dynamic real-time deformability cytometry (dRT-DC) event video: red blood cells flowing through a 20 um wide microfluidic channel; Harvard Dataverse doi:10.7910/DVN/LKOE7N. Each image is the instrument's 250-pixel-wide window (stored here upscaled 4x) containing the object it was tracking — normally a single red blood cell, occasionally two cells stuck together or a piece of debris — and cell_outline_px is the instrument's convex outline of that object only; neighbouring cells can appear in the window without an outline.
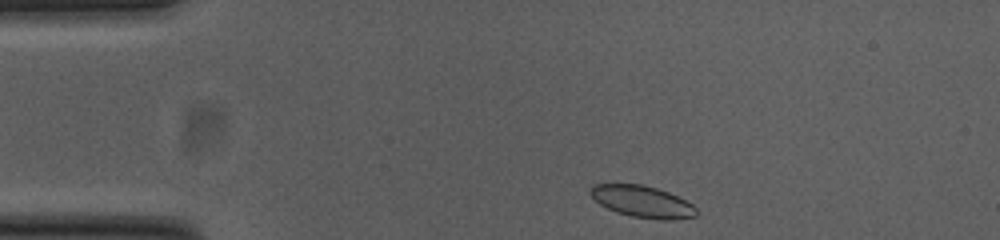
{"species": "common noctule bat (a hibernating species)", "species_latin": "Nyctalus noctula", "temperature_condition": "cold", "stored_images_in_passage": 45, "camera_frame_rate_fps": 3000, "um_per_image_px": 0.085, "animal": {"sex": "female", "body_mass_g": 23.0, "forearm_length_mm": 53.4}, "frame": {"image": 1, "passage_image": 1, "time_ms": 0.0, "image_size_px": [1000, 240], "cell_outline_px": [[696, 216], [672, 220], [660, 220], [632, 216], [616, 212], [600, 204], [588, 192], [592, 184], [640, 184], [656, 188], [668, 192], [692, 204], [696, 208]], "centroid_in_image_um": [54.58, 17.13], "position_along_channel_um": 30.4, "area_um2": 19.42}}
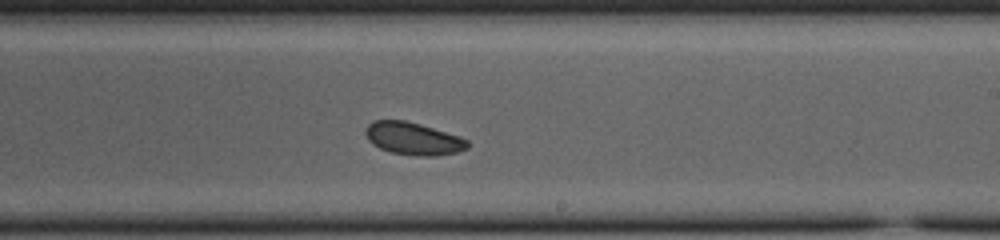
{"frame": {"image": 2, "passage_image": 23, "time_ms": 7.333, "image_size_px": [1000, 240], "cell_outline_px": [[468, 148], [456, 152], [436, 156], [416, 156], [392, 152], [380, 148], [372, 144], [368, 140], [364, 132], [368, 124], [372, 120], [404, 120], [420, 124], [460, 136], [468, 140]], "centroid_in_image_um": [35.11, 11.78], "position_along_channel_um": 253.9, "area_um2": 19.36}}
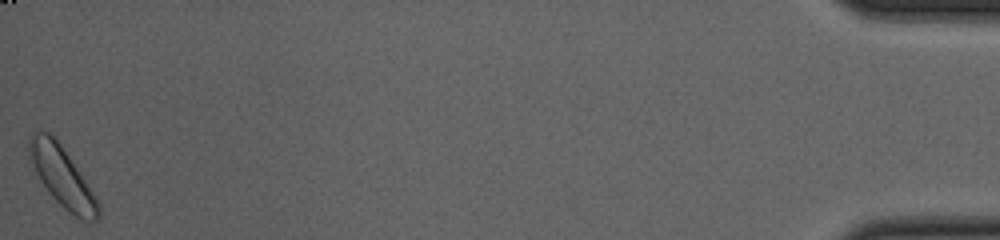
{"frame": {"image": 3, "passage_image": 45, "time_ms": 14.667, "image_size_px": [1000, 240], "cell_outline_px": [[100, 216], [96, 220], [84, 220], [68, 212], [48, 192], [40, 180], [36, 172], [28, 152], [28, 136], [32, 132], [52, 132], [56, 136], [96, 196], [100, 204]], "centroid_in_image_um": [5.28, 14.98], "position_along_channel_um": 429.9, "area_um2": 24.16}, "authors_computed_cell_mechanics": {"area_um2": 19.652, "velocity_mm_per_s": 3.7468, "shape_relaxation_time_tau1_ms": 1.6268, "shape_relaxation_time_tau2_ms": 3.4911, "deformation_change_tau1": 0.0423, "deformation_change_tau2": 0.0558}}